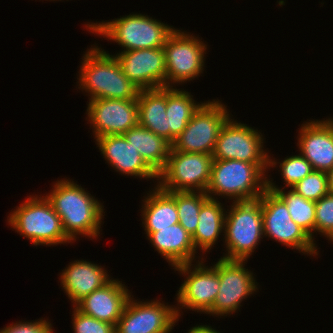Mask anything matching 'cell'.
I'll return each mask as SVG.
<instances>
[{"label":"cell","instance_id":"4fadbf2b","mask_svg":"<svg viewBox=\"0 0 333 333\" xmlns=\"http://www.w3.org/2000/svg\"><path fill=\"white\" fill-rule=\"evenodd\" d=\"M264 141L260 131L230 117L220 131L212 157L220 160L268 163L269 154L263 149Z\"/></svg>","mask_w":333,"mask_h":333},{"label":"cell","instance_id":"7c38bea8","mask_svg":"<svg viewBox=\"0 0 333 333\" xmlns=\"http://www.w3.org/2000/svg\"><path fill=\"white\" fill-rule=\"evenodd\" d=\"M245 261L218 259L220 288L210 316H227L240 310L241 302L258 289L253 272L245 268ZM218 315V316H217Z\"/></svg>","mask_w":333,"mask_h":333},{"label":"cell","instance_id":"e0dca14e","mask_svg":"<svg viewBox=\"0 0 333 333\" xmlns=\"http://www.w3.org/2000/svg\"><path fill=\"white\" fill-rule=\"evenodd\" d=\"M298 136L300 154L314 170L327 173L333 167V118L305 122Z\"/></svg>","mask_w":333,"mask_h":333},{"label":"cell","instance_id":"5b68a950","mask_svg":"<svg viewBox=\"0 0 333 333\" xmlns=\"http://www.w3.org/2000/svg\"><path fill=\"white\" fill-rule=\"evenodd\" d=\"M11 212L7 223L34 246L72 242L64 233L61 218L44 195L28 196Z\"/></svg>","mask_w":333,"mask_h":333},{"label":"cell","instance_id":"277c9868","mask_svg":"<svg viewBox=\"0 0 333 333\" xmlns=\"http://www.w3.org/2000/svg\"><path fill=\"white\" fill-rule=\"evenodd\" d=\"M85 28L90 33L106 37L108 41H115L123 47V51L163 47L175 30L174 27L141 13L125 15L110 22H91Z\"/></svg>","mask_w":333,"mask_h":333},{"label":"cell","instance_id":"ba28073f","mask_svg":"<svg viewBox=\"0 0 333 333\" xmlns=\"http://www.w3.org/2000/svg\"><path fill=\"white\" fill-rule=\"evenodd\" d=\"M226 107L220 100L202 102L172 148L180 152L212 155L222 127L232 117Z\"/></svg>","mask_w":333,"mask_h":333},{"label":"cell","instance_id":"603a6c76","mask_svg":"<svg viewBox=\"0 0 333 333\" xmlns=\"http://www.w3.org/2000/svg\"><path fill=\"white\" fill-rule=\"evenodd\" d=\"M154 188L142 200L141 220L145 232H155L157 228L179 223L175 191H164L158 185Z\"/></svg>","mask_w":333,"mask_h":333},{"label":"cell","instance_id":"6da1fadb","mask_svg":"<svg viewBox=\"0 0 333 333\" xmlns=\"http://www.w3.org/2000/svg\"><path fill=\"white\" fill-rule=\"evenodd\" d=\"M45 197L61 218L66 236L75 241L77 235L96 239L102 230L104 206L81 185L69 179H60Z\"/></svg>","mask_w":333,"mask_h":333},{"label":"cell","instance_id":"8fae6325","mask_svg":"<svg viewBox=\"0 0 333 333\" xmlns=\"http://www.w3.org/2000/svg\"><path fill=\"white\" fill-rule=\"evenodd\" d=\"M203 260V257L200 261L197 260L194 266L188 263L173 268L186 277L176 295L178 303L175 307L178 318L181 316L180 309L183 307L205 314L213 307L220 288L218 261L213 266L208 267L205 266Z\"/></svg>","mask_w":333,"mask_h":333},{"label":"cell","instance_id":"44dd1931","mask_svg":"<svg viewBox=\"0 0 333 333\" xmlns=\"http://www.w3.org/2000/svg\"><path fill=\"white\" fill-rule=\"evenodd\" d=\"M146 234L155 250L172 267L180 264H192L193 260L195 261L197 251L192 241V235L179 223L165 228H157V231L146 232Z\"/></svg>","mask_w":333,"mask_h":333},{"label":"cell","instance_id":"836d02e7","mask_svg":"<svg viewBox=\"0 0 333 333\" xmlns=\"http://www.w3.org/2000/svg\"><path fill=\"white\" fill-rule=\"evenodd\" d=\"M188 333H220L209 325H198L189 329Z\"/></svg>","mask_w":333,"mask_h":333},{"label":"cell","instance_id":"83f0119b","mask_svg":"<svg viewBox=\"0 0 333 333\" xmlns=\"http://www.w3.org/2000/svg\"><path fill=\"white\" fill-rule=\"evenodd\" d=\"M208 198L205 192L175 191L179 224L191 235L197 229L201 206Z\"/></svg>","mask_w":333,"mask_h":333},{"label":"cell","instance_id":"f1b7e54d","mask_svg":"<svg viewBox=\"0 0 333 333\" xmlns=\"http://www.w3.org/2000/svg\"><path fill=\"white\" fill-rule=\"evenodd\" d=\"M277 164H280L282 179L286 182L285 186L287 188H292L314 170L312 165L300 153L298 155L287 156L281 163L277 162L275 158L274 160L270 159L269 155V169L270 167H276Z\"/></svg>","mask_w":333,"mask_h":333},{"label":"cell","instance_id":"ffe728a7","mask_svg":"<svg viewBox=\"0 0 333 333\" xmlns=\"http://www.w3.org/2000/svg\"><path fill=\"white\" fill-rule=\"evenodd\" d=\"M107 270L90 261L75 260L62 270L59 280L63 291L75 307L83 298L111 279Z\"/></svg>","mask_w":333,"mask_h":333},{"label":"cell","instance_id":"1f68e13d","mask_svg":"<svg viewBox=\"0 0 333 333\" xmlns=\"http://www.w3.org/2000/svg\"><path fill=\"white\" fill-rule=\"evenodd\" d=\"M72 328L74 333H115V326L83 314L73 307Z\"/></svg>","mask_w":333,"mask_h":333},{"label":"cell","instance_id":"f546056e","mask_svg":"<svg viewBox=\"0 0 333 333\" xmlns=\"http://www.w3.org/2000/svg\"><path fill=\"white\" fill-rule=\"evenodd\" d=\"M291 189L303 198L316 202L329 193L327 173L313 170Z\"/></svg>","mask_w":333,"mask_h":333},{"label":"cell","instance_id":"52a82bcc","mask_svg":"<svg viewBox=\"0 0 333 333\" xmlns=\"http://www.w3.org/2000/svg\"><path fill=\"white\" fill-rule=\"evenodd\" d=\"M211 154L175 151L172 147L157 185L164 191L205 192L211 177Z\"/></svg>","mask_w":333,"mask_h":333},{"label":"cell","instance_id":"3957f363","mask_svg":"<svg viewBox=\"0 0 333 333\" xmlns=\"http://www.w3.org/2000/svg\"><path fill=\"white\" fill-rule=\"evenodd\" d=\"M267 169L268 163L214 159L205 193L211 199L226 196L233 202L257 200L267 189Z\"/></svg>","mask_w":333,"mask_h":333},{"label":"cell","instance_id":"484cf974","mask_svg":"<svg viewBox=\"0 0 333 333\" xmlns=\"http://www.w3.org/2000/svg\"><path fill=\"white\" fill-rule=\"evenodd\" d=\"M202 103L196 102L193 96L187 91L173 87H167V107L166 114L168 127L170 128V144L186 128L193 113Z\"/></svg>","mask_w":333,"mask_h":333},{"label":"cell","instance_id":"e575fe53","mask_svg":"<svg viewBox=\"0 0 333 333\" xmlns=\"http://www.w3.org/2000/svg\"><path fill=\"white\" fill-rule=\"evenodd\" d=\"M328 192L333 194V167L327 172Z\"/></svg>","mask_w":333,"mask_h":333},{"label":"cell","instance_id":"7402d4cb","mask_svg":"<svg viewBox=\"0 0 333 333\" xmlns=\"http://www.w3.org/2000/svg\"><path fill=\"white\" fill-rule=\"evenodd\" d=\"M138 102V124L170 143V128L166 114L167 87L140 90Z\"/></svg>","mask_w":333,"mask_h":333},{"label":"cell","instance_id":"30bf717a","mask_svg":"<svg viewBox=\"0 0 333 333\" xmlns=\"http://www.w3.org/2000/svg\"><path fill=\"white\" fill-rule=\"evenodd\" d=\"M163 50L167 87L192 81L203 73L207 45L193 34L175 28L167 38Z\"/></svg>","mask_w":333,"mask_h":333},{"label":"cell","instance_id":"5bb4252c","mask_svg":"<svg viewBox=\"0 0 333 333\" xmlns=\"http://www.w3.org/2000/svg\"><path fill=\"white\" fill-rule=\"evenodd\" d=\"M161 301L142 302L130 296L115 333H170L179 321L176 307Z\"/></svg>","mask_w":333,"mask_h":333},{"label":"cell","instance_id":"d6a6232c","mask_svg":"<svg viewBox=\"0 0 333 333\" xmlns=\"http://www.w3.org/2000/svg\"><path fill=\"white\" fill-rule=\"evenodd\" d=\"M52 324L47 319L30 321H19L9 326H5L0 330V333H54Z\"/></svg>","mask_w":333,"mask_h":333},{"label":"cell","instance_id":"cb8c5ba5","mask_svg":"<svg viewBox=\"0 0 333 333\" xmlns=\"http://www.w3.org/2000/svg\"><path fill=\"white\" fill-rule=\"evenodd\" d=\"M123 135L137 149L146 164L159 175L167 164L172 145L139 124Z\"/></svg>","mask_w":333,"mask_h":333},{"label":"cell","instance_id":"9c48e42d","mask_svg":"<svg viewBox=\"0 0 333 333\" xmlns=\"http://www.w3.org/2000/svg\"><path fill=\"white\" fill-rule=\"evenodd\" d=\"M259 199L264 237L268 236L299 253L318 256L319 251L312 238L291 219L287 205L275 192L266 189Z\"/></svg>","mask_w":333,"mask_h":333},{"label":"cell","instance_id":"ac0fdd59","mask_svg":"<svg viewBox=\"0 0 333 333\" xmlns=\"http://www.w3.org/2000/svg\"><path fill=\"white\" fill-rule=\"evenodd\" d=\"M101 155L120 174L139 177L140 179H156L158 175L146 164L140 153L124 135H106L95 138Z\"/></svg>","mask_w":333,"mask_h":333},{"label":"cell","instance_id":"7a4b0ae2","mask_svg":"<svg viewBox=\"0 0 333 333\" xmlns=\"http://www.w3.org/2000/svg\"><path fill=\"white\" fill-rule=\"evenodd\" d=\"M78 88L92 99L137 100L140 89L124 74L114 55L91 46L81 61Z\"/></svg>","mask_w":333,"mask_h":333},{"label":"cell","instance_id":"8992f818","mask_svg":"<svg viewBox=\"0 0 333 333\" xmlns=\"http://www.w3.org/2000/svg\"><path fill=\"white\" fill-rule=\"evenodd\" d=\"M232 204L226 211L222 234L228 252L221 258L247 261L264 237L261 200Z\"/></svg>","mask_w":333,"mask_h":333},{"label":"cell","instance_id":"4316f807","mask_svg":"<svg viewBox=\"0 0 333 333\" xmlns=\"http://www.w3.org/2000/svg\"><path fill=\"white\" fill-rule=\"evenodd\" d=\"M272 181L267 178V189L275 192L285 202L291 219L315 241L313 237L315 202L303 198L292 189L286 192L285 186L284 188L278 187Z\"/></svg>","mask_w":333,"mask_h":333},{"label":"cell","instance_id":"4dcf8cb0","mask_svg":"<svg viewBox=\"0 0 333 333\" xmlns=\"http://www.w3.org/2000/svg\"><path fill=\"white\" fill-rule=\"evenodd\" d=\"M324 235L333 241V194L328 193L315 202V227L314 233Z\"/></svg>","mask_w":333,"mask_h":333},{"label":"cell","instance_id":"2e32d148","mask_svg":"<svg viewBox=\"0 0 333 333\" xmlns=\"http://www.w3.org/2000/svg\"><path fill=\"white\" fill-rule=\"evenodd\" d=\"M123 74L140 90L167 87L163 47L117 52Z\"/></svg>","mask_w":333,"mask_h":333},{"label":"cell","instance_id":"d4e9b609","mask_svg":"<svg viewBox=\"0 0 333 333\" xmlns=\"http://www.w3.org/2000/svg\"><path fill=\"white\" fill-rule=\"evenodd\" d=\"M216 199L208 198L201 206L199 212L198 226L192 235L195 249H201L202 254L209 252L219 235L224 233L226 211L221 202Z\"/></svg>","mask_w":333,"mask_h":333},{"label":"cell","instance_id":"9a60e30c","mask_svg":"<svg viewBox=\"0 0 333 333\" xmlns=\"http://www.w3.org/2000/svg\"><path fill=\"white\" fill-rule=\"evenodd\" d=\"M87 118L94 139L106 135H123L138 125L137 100L92 99L87 105Z\"/></svg>","mask_w":333,"mask_h":333},{"label":"cell","instance_id":"d6986e66","mask_svg":"<svg viewBox=\"0 0 333 333\" xmlns=\"http://www.w3.org/2000/svg\"><path fill=\"white\" fill-rule=\"evenodd\" d=\"M131 295L122 281L111 278L107 284L87 295L75 307L85 315L115 326Z\"/></svg>","mask_w":333,"mask_h":333}]
</instances>
